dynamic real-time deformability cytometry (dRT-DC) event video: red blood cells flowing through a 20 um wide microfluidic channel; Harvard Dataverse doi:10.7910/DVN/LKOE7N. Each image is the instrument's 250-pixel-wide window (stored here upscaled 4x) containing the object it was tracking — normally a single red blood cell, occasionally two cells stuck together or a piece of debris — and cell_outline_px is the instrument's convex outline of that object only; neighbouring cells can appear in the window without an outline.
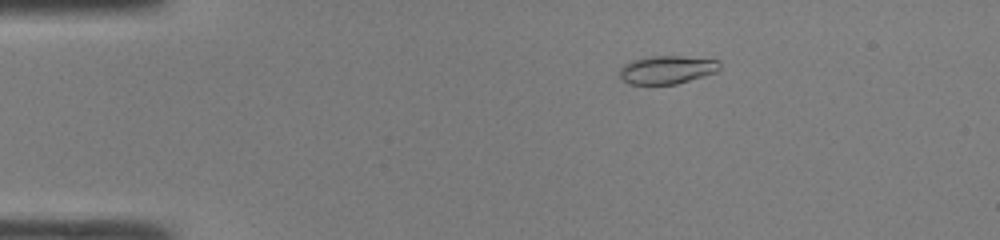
{"species": "common noctule bat (a hibernating species)", "species_latin": "Nyctalus noctula", "temperature_condition": "room temperature", "stored_images_in_passage": 41, "camera_frame_rate_fps": 3000, "um_per_image_px": 0.085, "animal": {"sex": "male", "body_mass_g": 19.0, "forearm_length_mm": 50.8}, "frame": {"image": 1, "passage_image": 2, "time_ms": 0.333, "image_size_px": [1000, 240], "cell_outline_px": [[720, 68], [716, 72], [676, 84], [628, 84], [620, 76], [620, 68], [624, 64], [632, 60], [652, 56], [680, 56], [720, 60]], "centroid_in_image_um": [56.7, 5.92], "position_along_channel_um": 28.3, "area_um2": 16.36}}
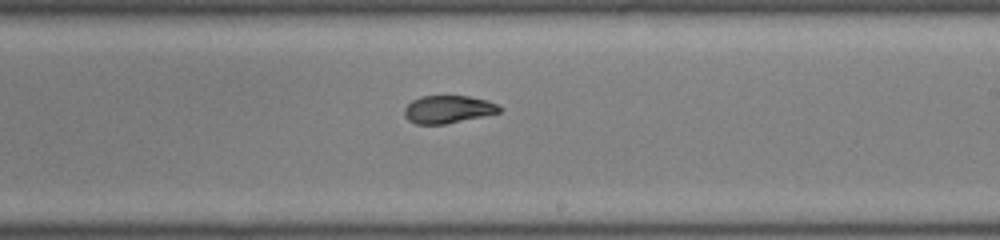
{"frame": {"image": 2, "passage_image": 22, "time_ms": 7.0, "image_size_px": [1000, 240], "cell_outline_px": [[500, 112], [444, 124], [416, 124], [408, 120], [404, 116], [404, 108], [412, 100], [420, 96], [468, 96], [488, 100], [496, 104], [500, 108]], "centroid_in_image_um": [38.03, 9.28], "position_along_channel_um": 251.0, "area_um2": 15.2}}
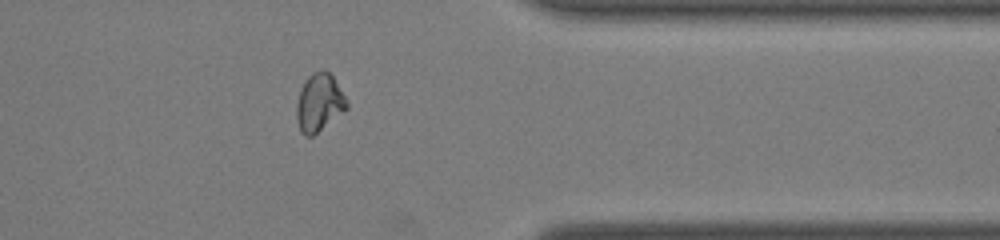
{"frame": {"image": 3, "passage_image": 32, "time_ms": 10.333, "image_size_px": [1000, 240], "cell_outline_px": [[348, 108], [312, 136], [304, 136], [300, 132], [296, 120], [296, 104], [300, 88], [308, 76], [312, 72], [328, 72], [332, 76], [344, 96], [348, 104]], "centroid_in_image_um": [27.09, 8.76], "position_along_channel_um": 384.3, "area_um2": 16.65}, "authors_computed_cell_mechanics": {"area_um2": 16.3574, "velocity_mm_per_s": 4.306, "shape_relaxation_time_tau1_ms": 5.7284, "shape_relaxation_time_tau2_ms": 1.2269, "deformation_change_tau1": 0.1826, "deformation_change_tau2": 0.0489}}